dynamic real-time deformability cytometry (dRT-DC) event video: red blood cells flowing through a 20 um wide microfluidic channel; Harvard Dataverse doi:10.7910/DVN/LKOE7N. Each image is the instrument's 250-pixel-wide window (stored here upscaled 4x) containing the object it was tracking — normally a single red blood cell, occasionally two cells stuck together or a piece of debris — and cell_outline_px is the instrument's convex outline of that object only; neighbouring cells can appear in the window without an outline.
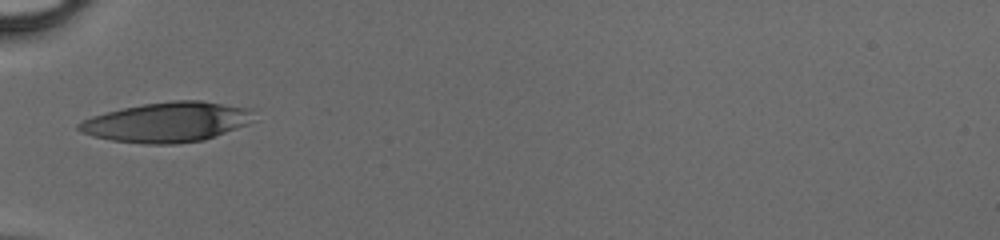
{"species": "human", "species_latin": "Homo sapiens", "temperature_condition": "cold", "stored_images_in_passage": 31, "camera_frame_rate_fps": 3000, "um_per_image_px": 0.085, "donor": {"sex": "male"}, "frame": {"image": 1, "passage_image": 1, "time_ms": 0.0, "image_size_px": [1000, 240], "cell_outline_px": [[252, 120], [248, 124], [216, 136], [204, 140], [176, 144], [144, 144], [112, 140], [92, 136], [80, 132], [76, 128], [76, 124], [92, 116], [124, 108], [144, 104], [172, 100], [200, 100], [252, 108]], "centroid_in_image_um": [14.21, 10.38], "position_along_channel_um": 70.8, "area_um2": 40.69}}
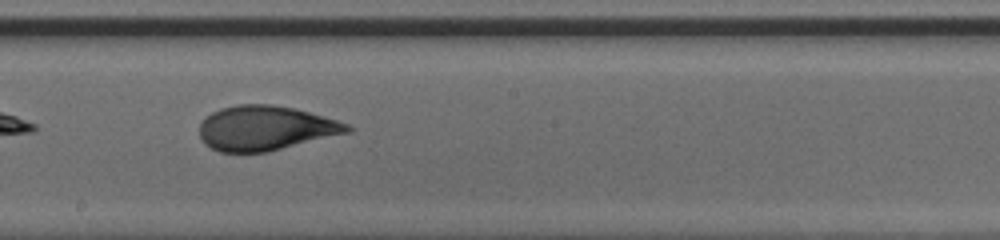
{"frame": {"image": 2, "passage_image": 12, "time_ms": 3.667, "image_size_px": [1000, 240], "cell_outline_px": [[352, 132], [268, 152], [220, 152], [204, 144], [200, 136], [200, 124], [212, 112], [220, 108], [240, 104], [272, 104], [296, 108], [336, 120], [348, 124], [352, 128]], "centroid_in_image_um": [22.59, 10.89], "position_along_channel_um": 225.6, "area_um2": 38.55}}
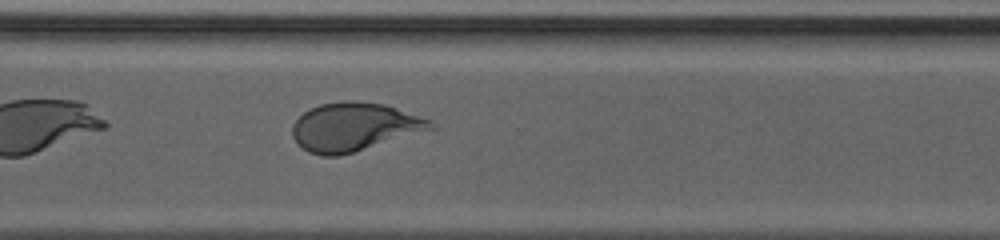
{"frame": {"image": 3, "passage_image": 20, "time_ms": 6.333, "image_size_px": [1000, 240], "cell_outline_px": [[436, 128], [340, 156], [320, 156], [308, 152], [296, 144], [292, 136], [292, 124], [304, 112], [320, 104], [340, 100], [356, 100], [384, 104], [432, 120]], "centroid_in_image_um": [30.08, 10.79], "position_along_channel_um": 340.5, "area_um2": 39.19}}